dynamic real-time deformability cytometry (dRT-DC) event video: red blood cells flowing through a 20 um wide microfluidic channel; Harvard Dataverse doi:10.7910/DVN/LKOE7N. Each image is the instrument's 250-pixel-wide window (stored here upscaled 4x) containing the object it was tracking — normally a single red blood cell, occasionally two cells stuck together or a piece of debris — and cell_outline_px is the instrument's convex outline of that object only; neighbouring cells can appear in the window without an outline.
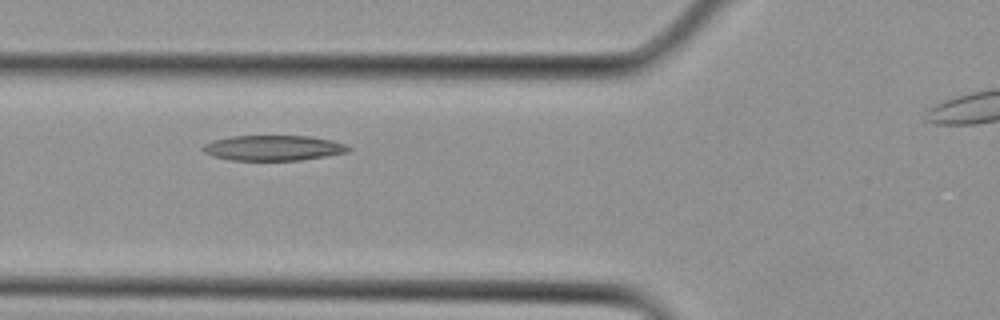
{"species": "Egyptian fruit bat (a non-hibernating species)", "species_latin": "Rousettus aegyptiacus", "temperature_condition": "cold", "stored_images_in_passage": 6, "camera_frame_rate_fps": 3000, "um_per_image_px": 0.085, "animal": {"sex": "female"}, "frame": {"image": 1, "passage_image": 6, "time_ms": 1.667, "image_size_px": [1000, 320], "cell_outline_px": [[352, 148], [348, 152], [300, 160], [232, 160], [212, 156], [204, 152], [200, 148], [204, 144], [212, 140], [232, 136], [312, 136], [332, 140], [348, 144]], "centroid_in_image_um": [23.24, 12.57], "position_along_channel_um": 102.6, "area_um2": 21.56}}